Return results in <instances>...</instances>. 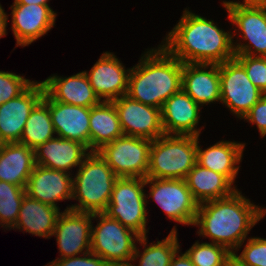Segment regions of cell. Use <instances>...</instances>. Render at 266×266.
Instances as JSON below:
<instances>
[{
	"instance_id": "cell-1",
	"label": "cell",
	"mask_w": 266,
	"mask_h": 266,
	"mask_svg": "<svg viewBox=\"0 0 266 266\" xmlns=\"http://www.w3.org/2000/svg\"><path fill=\"white\" fill-rule=\"evenodd\" d=\"M265 215V207L251 203L236 190L228 197L200 203L193 226L199 227L197 234L210 238L211 243L237 252Z\"/></svg>"
},
{
	"instance_id": "cell-2",
	"label": "cell",
	"mask_w": 266,
	"mask_h": 266,
	"mask_svg": "<svg viewBox=\"0 0 266 266\" xmlns=\"http://www.w3.org/2000/svg\"><path fill=\"white\" fill-rule=\"evenodd\" d=\"M185 8L162 46L182 63L220 64L235 57V34Z\"/></svg>"
},
{
	"instance_id": "cell-3",
	"label": "cell",
	"mask_w": 266,
	"mask_h": 266,
	"mask_svg": "<svg viewBox=\"0 0 266 266\" xmlns=\"http://www.w3.org/2000/svg\"><path fill=\"white\" fill-rule=\"evenodd\" d=\"M144 53L139 63L130 68L126 95L162 109L165 101L182 88L183 63L162 45Z\"/></svg>"
},
{
	"instance_id": "cell-4",
	"label": "cell",
	"mask_w": 266,
	"mask_h": 266,
	"mask_svg": "<svg viewBox=\"0 0 266 266\" xmlns=\"http://www.w3.org/2000/svg\"><path fill=\"white\" fill-rule=\"evenodd\" d=\"M73 176V197L79 204L66 210L104 213L118 177L98 152H90Z\"/></svg>"
},
{
	"instance_id": "cell-5",
	"label": "cell",
	"mask_w": 266,
	"mask_h": 266,
	"mask_svg": "<svg viewBox=\"0 0 266 266\" xmlns=\"http://www.w3.org/2000/svg\"><path fill=\"white\" fill-rule=\"evenodd\" d=\"M196 158L197 136L163 134L152 140L146 178L185 179Z\"/></svg>"
},
{
	"instance_id": "cell-6",
	"label": "cell",
	"mask_w": 266,
	"mask_h": 266,
	"mask_svg": "<svg viewBox=\"0 0 266 266\" xmlns=\"http://www.w3.org/2000/svg\"><path fill=\"white\" fill-rule=\"evenodd\" d=\"M93 219L98 223L91 227V252L110 266H130L140 235L105 213H94Z\"/></svg>"
},
{
	"instance_id": "cell-7",
	"label": "cell",
	"mask_w": 266,
	"mask_h": 266,
	"mask_svg": "<svg viewBox=\"0 0 266 266\" xmlns=\"http://www.w3.org/2000/svg\"><path fill=\"white\" fill-rule=\"evenodd\" d=\"M144 178H118L114 184L105 214L135 231L140 236H147L146 229L148 194L144 191Z\"/></svg>"
},
{
	"instance_id": "cell-8",
	"label": "cell",
	"mask_w": 266,
	"mask_h": 266,
	"mask_svg": "<svg viewBox=\"0 0 266 266\" xmlns=\"http://www.w3.org/2000/svg\"><path fill=\"white\" fill-rule=\"evenodd\" d=\"M152 140L123 135L97 152L118 178L146 179Z\"/></svg>"
},
{
	"instance_id": "cell-9",
	"label": "cell",
	"mask_w": 266,
	"mask_h": 266,
	"mask_svg": "<svg viewBox=\"0 0 266 266\" xmlns=\"http://www.w3.org/2000/svg\"><path fill=\"white\" fill-rule=\"evenodd\" d=\"M219 73L220 102L233 115L243 119L264 93L250 81L244 67L235 58L220 63Z\"/></svg>"
},
{
	"instance_id": "cell-10",
	"label": "cell",
	"mask_w": 266,
	"mask_h": 266,
	"mask_svg": "<svg viewBox=\"0 0 266 266\" xmlns=\"http://www.w3.org/2000/svg\"><path fill=\"white\" fill-rule=\"evenodd\" d=\"M145 185H149V197L170 220L183 225L194 224L199 203L193 198L185 179L146 178Z\"/></svg>"
},
{
	"instance_id": "cell-11",
	"label": "cell",
	"mask_w": 266,
	"mask_h": 266,
	"mask_svg": "<svg viewBox=\"0 0 266 266\" xmlns=\"http://www.w3.org/2000/svg\"><path fill=\"white\" fill-rule=\"evenodd\" d=\"M222 5L232 25H236L234 33L238 30L245 40L233 42L234 53L266 57V6Z\"/></svg>"
},
{
	"instance_id": "cell-12",
	"label": "cell",
	"mask_w": 266,
	"mask_h": 266,
	"mask_svg": "<svg viewBox=\"0 0 266 266\" xmlns=\"http://www.w3.org/2000/svg\"><path fill=\"white\" fill-rule=\"evenodd\" d=\"M112 102L117 109L124 135L154 140L165 134L161 109L140 103L128 95Z\"/></svg>"
},
{
	"instance_id": "cell-13",
	"label": "cell",
	"mask_w": 266,
	"mask_h": 266,
	"mask_svg": "<svg viewBox=\"0 0 266 266\" xmlns=\"http://www.w3.org/2000/svg\"><path fill=\"white\" fill-rule=\"evenodd\" d=\"M92 220V213L66 209L61 212L52 234V236L56 235L61 256L57 259L74 257L91 251Z\"/></svg>"
},
{
	"instance_id": "cell-14",
	"label": "cell",
	"mask_w": 266,
	"mask_h": 266,
	"mask_svg": "<svg viewBox=\"0 0 266 266\" xmlns=\"http://www.w3.org/2000/svg\"><path fill=\"white\" fill-rule=\"evenodd\" d=\"M42 82H33L22 94L0 105V141L20 142L24 126L34 107L43 99Z\"/></svg>"
},
{
	"instance_id": "cell-15",
	"label": "cell",
	"mask_w": 266,
	"mask_h": 266,
	"mask_svg": "<svg viewBox=\"0 0 266 266\" xmlns=\"http://www.w3.org/2000/svg\"><path fill=\"white\" fill-rule=\"evenodd\" d=\"M122 64L113 52H103L90 72L84 70L101 101L112 102L127 94L130 69Z\"/></svg>"
},
{
	"instance_id": "cell-16",
	"label": "cell",
	"mask_w": 266,
	"mask_h": 266,
	"mask_svg": "<svg viewBox=\"0 0 266 266\" xmlns=\"http://www.w3.org/2000/svg\"><path fill=\"white\" fill-rule=\"evenodd\" d=\"M12 31L16 46H28L38 40L55 25L56 12L49 5L13 4Z\"/></svg>"
},
{
	"instance_id": "cell-17",
	"label": "cell",
	"mask_w": 266,
	"mask_h": 266,
	"mask_svg": "<svg viewBox=\"0 0 266 266\" xmlns=\"http://www.w3.org/2000/svg\"><path fill=\"white\" fill-rule=\"evenodd\" d=\"M73 176L71 173L35 165L27 180L25 193L42 203L57 206V202L72 200Z\"/></svg>"
},
{
	"instance_id": "cell-18",
	"label": "cell",
	"mask_w": 266,
	"mask_h": 266,
	"mask_svg": "<svg viewBox=\"0 0 266 266\" xmlns=\"http://www.w3.org/2000/svg\"><path fill=\"white\" fill-rule=\"evenodd\" d=\"M201 106L182 88L165 101L162 109V126L165 134L200 136L197 129Z\"/></svg>"
},
{
	"instance_id": "cell-19",
	"label": "cell",
	"mask_w": 266,
	"mask_h": 266,
	"mask_svg": "<svg viewBox=\"0 0 266 266\" xmlns=\"http://www.w3.org/2000/svg\"><path fill=\"white\" fill-rule=\"evenodd\" d=\"M181 86L200 106L219 102V64L183 63Z\"/></svg>"
},
{
	"instance_id": "cell-20",
	"label": "cell",
	"mask_w": 266,
	"mask_h": 266,
	"mask_svg": "<svg viewBox=\"0 0 266 266\" xmlns=\"http://www.w3.org/2000/svg\"><path fill=\"white\" fill-rule=\"evenodd\" d=\"M89 153L84 144L56 136L34 149L35 165L71 173Z\"/></svg>"
},
{
	"instance_id": "cell-21",
	"label": "cell",
	"mask_w": 266,
	"mask_h": 266,
	"mask_svg": "<svg viewBox=\"0 0 266 266\" xmlns=\"http://www.w3.org/2000/svg\"><path fill=\"white\" fill-rule=\"evenodd\" d=\"M49 109L56 135L78 141L90 150V108L65 104L49 97Z\"/></svg>"
},
{
	"instance_id": "cell-22",
	"label": "cell",
	"mask_w": 266,
	"mask_h": 266,
	"mask_svg": "<svg viewBox=\"0 0 266 266\" xmlns=\"http://www.w3.org/2000/svg\"><path fill=\"white\" fill-rule=\"evenodd\" d=\"M45 93L54 101L91 108L102 101L96 95L84 71L69 77L49 76L42 81Z\"/></svg>"
},
{
	"instance_id": "cell-23",
	"label": "cell",
	"mask_w": 266,
	"mask_h": 266,
	"mask_svg": "<svg viewBox=\"0 0 266 266\" xmlns=\"http://www.w3.org/2000/svg\"><path fill=\"white\" fill-rule=\"evenodd\" d=\"M198 141L199 137H197L196 163L203 168L221 173L234 184L246 144L222 140L202 150Z\"/></svg>"
},
{
	"instance_id": "cell-24",
	"label": "cell",
	"mask_w": 266,
	"mask_h": 266,
	"mask_svg": "<svg viewBox=\"0 0 266 266\" xmlns=\"http://www.w3.org/2000/svg\"><path fill=\"white\" fill-rule=\"evenodd\" d=\"M35 166L34 149L19 142L0 147V180L25 188Z\"/></svg>"
},
{
	"instance_id": "cell-25",
	"label": "cell",
	"mask_w": 266,
	"mask_h": 266,
	"mask_svg": "<svg viewBox=\"0 0 266 266\" xmlns=\"http://www.w3.org/2000/svg\"><path fill=\"white\" fill-rule=\"evenodd\" d=\"M60 214V208L25 195L21 203L17 223L13 229L24 230L32 235L49 239L54 232Z\"/></svg>"
},
{
	"instance_id": "cell-26",
	"label": "cell",
	"mask_w": 266,
	"mask_h": 266,
	"mask_svg": "<svg viewBox=\"0 0 266 266\" xmlns=\"http://www.w3.org/2000/svg\"><path fill=\"white\" fill-rule=\"evenodd\" d=\"M185 181L193 198L199 204L209 200L228 197L238 190L226 176L203 168L197 163L188 172Z\"/></svg>"
},
{
	"instance_id": "cell-27",
	"label": "cell",
	"mask_w": 266,
	"mask_h": 266,
	"mask_svg": "<svg viewBox=\"0 0 266 266\" xmlns=\"http://www.w3.org/2000/svg\"><path fill=\"white\" fill-rule=\"evenodd\" d=\"M90 152L123 136L117 109L113 102L102 101L90 108Z\"/></svg>"
},
{
	"instance_id": "cell-28",
	"label": "cell",
	"mask_w": 266,
	"mask_h": 266,
	"mask_svg": "<svg viewBox=\"0 0 266 266\" xmlns=\"http://www.w3.org/2000/svg\"><path fill=\"white\" fill-rule=\"evenodd\" d=\"M55 134L50 116L49 96L44 93L43 99L31 111L19 143L35 149L54 138Z\"/></svg>"
},
{
	"instance_id": "cell-29",
	"label": "cell",
	"mask_w": 266,
	"mask_h": 266,
	"mask_svg": "<svg viewBox=\"0 0 266 266\" xmlns=\"http://www.w3.org/2000/svg\"><path fill=\"white\" fill-rule=\"evenodd\" d=\"M148 236H140L138 242L144 247L143 252L139 251L137 246L132 257V261H136L139 257V264L137 266H170L172 257L180 245L177 238L176 226L172 228L169 235L162 241H157L147 244ZM148 245V246H147ZM130 266H136L130 264Z\"/></svg>"
},
{
	"instance_id": "cell-30",
	"label": "cell",
	"mask_w": 266,
	"mask_h": 266,
	"mask_svg": "<svg viewBox=\"0 0 266 266\" xmlns=\"http://www.w3.org/2000/svg\"><path fill=\"white\" fill-rule=\"evenodd\" d=\"M25 188L0 180V227L12 229L18 219Z\"/></svg>"
},
{
	"instance_id": "cell-31",
	"label": "cell",
	"mask_w": 266,
	"mask_h": 266,
	"mask_svg": "<svg viewBox=\"0 0 266 266\" xmlns=\"http://www.w3.org/2000/svg\"><path fill=\"white\" fill-rule=\"evenodd\" d=\"M186 254L195 266H222L229 251L221 245L196 241Z\"/></svg>"
},
{
	"instance_id": "cell-32",
	"label": "cell",
	"mask_w": 266,
	"mask_h": 266,
	"mask_svg": "<svg viewBox=\"0 0 266 266\" xmlns=\"http://www.w3.org/2000/svg\"><path fill=\"white\" fill-rule=\"evenodd\" d=\"M234 58L244 67L250 81L266 94V57L235 54Z\"/></svg>"
},
{
	"instance_id": "cell-33",
	"label": "cell",
	"mask_w": 266,
	"mask_h": 266,
	"mask_svg": "<svg viewBox=\"0 0 266 266\" xmlns=\"http://www.w3.org/2000/svg\"><path fill=\"white\" fill-rule=\"evenodd\" d=\"M13 72L0 71V105L18 97L34 81Z\"/></svg>"
},
{
	"instance_id": "cell-34",
	"label": "cell",
	"mask_w": 266,
	"mask_h": 266,
	"mask_svg": "<svg viewBox=\"0 0 266 266\" xmlns=\"http://www.w3.org/2000/svg\"><path fill=\"white\" fill-rule=\"evenodd\" d=\"M246 266H266V239L251 237L237 255Z\"/></svg>"
},
{
	"instance_id": "cell-35",
	"label": "cell",
	"mask_w": 266,
	"mask_h": 266,
	"mask_svg": "<svg viewBox=\"0 0 266 266\" xmlns=\"http://www.w3.org/2000/svg\"><path fill=\"white\" fill-rule=\"evenodd\" d=\"M45 266H110L100 256L93 252L84 253L83 257L74 256L63 259H55Z\"/></svg>"
},
{
	"instance_id": "cell-36",
	"label": "cell",
	"mask_w": 266,
	"mask_h": 266,
	"mask_svg": "<svg viewBox=\"0 0 266 266\" xmlns=\"http://www.w3.org/2000/svg\"><path fill=\"white\" fill-rule=\"evenodd\" d=\"M247 122L256 124L261 137L266 136V94L243 117Z\"/></svg>"
},
{
	"instance_id": "cell-37",
	"label": "cell",
	"mask_w": 266,
	"mask_h": 266,
	"mask_svg": "<svg viewBox=\"0 0 266 266\" xmlns=\"http://www.w3.org/2000/svg\"><path fill=\"white\" fill-rule=\"evenodd\" d=\"M180 249L176 251L174 256L172 257L170 266H195L192 262L191 259L188 257V255L185 253L179 252ZM181 255H180V254Z\"/></svg>"
},
{
	"instance_id": "cell-38",
	"label": "cell",
	"mask_w": 266,
	"mask_h": 266,
	"mask_svg": "<svg viewBox=\"0 0 266 266\" xmlns=\"http://www.w3.org/2000/svg\"><path fill=\"white\" fill-rule=\"evenodd\" d=\"M222 266H246V265L237 256L236 252H229V254L224 258Z\"/></svg>"
},
{
	"instance_id": "cell-39",
	"label": "cell",
	"mask_w": 266,
	"mask_h": 266,
	"mask_svg": "<svg viewBox=\"0 0 266 266\" xmlns=\"http://www.w3.org/2000/svg\"><path fill=\"white\" fill-rule=\"evenodd\" d=\"M7 21H8V15L6 14L5 10L2 8L0 4V39L7 35Z\"/></svg>"
},
{
	"instance_id": "cell-40",
	"label": "cell",
	"mask_w": 266,
	"mask_h": 266,
	"mask_svg": "<svg viewBox=\"0 0 266 266\" xmlns=\"http://www.w3.org/2000/svg\"><path fill=\"white\" fill-rule=\"evenodd\" d=\"M243 3L240 1H223V4H236V5H244V6H266V0H243Z\"/></svg>"
},
{
	"instance_id": "cell-41",
	"label": "cell",
	"mask_w": 266,
	"mask_h": 266,
	"mask_svg": "<svg viewBox=\"0 0 266 266\" xmlns=\"http://www.w3.org/2000/svg\"><path fill=\"white\" fill-rule=\"evenodd\" d=\"M49 0H14L13 4H37V5H49Z\"/></svg>"
}]
</instances>
